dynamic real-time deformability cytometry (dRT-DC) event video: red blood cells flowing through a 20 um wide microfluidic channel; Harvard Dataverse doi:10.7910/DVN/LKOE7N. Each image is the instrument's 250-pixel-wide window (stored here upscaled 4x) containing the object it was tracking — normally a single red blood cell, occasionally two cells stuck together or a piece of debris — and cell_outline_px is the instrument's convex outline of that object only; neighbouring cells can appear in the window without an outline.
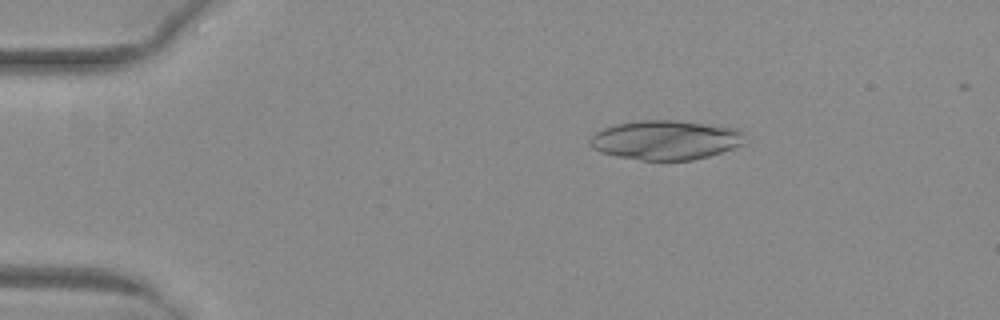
{"species": "common noctule bat (a hibernating species)", "species_latin": "Nyctalus noctula", "temperature_condition": "warm", "stored_images_in_passage": 17, "camera_frame_rate_fps": 3000, "um_per_image_px": 0.085, "animal": {"sex": "female", "body_mass_g": 29.2, "forearm_length_mm": 56.3}, "frame": {"image": 1, "passage_image": 9, "time_ms": 2.667, "image_size_px": [1000, 320], "cell_outline_px": [[744, 132], [740, 144], [732, 148], [708, 156], [692, 160], [640, 160], [616, 156], [600, 152], [592, 148], [588, 140], [596, 132], [604, 128], [616, 124], [636, 120], [676, 120], [740, 128]], "centroid_in_image_um": [56.54, 11.89], "position_along_channel_um": 28.5, "area_um2": 35.49}}